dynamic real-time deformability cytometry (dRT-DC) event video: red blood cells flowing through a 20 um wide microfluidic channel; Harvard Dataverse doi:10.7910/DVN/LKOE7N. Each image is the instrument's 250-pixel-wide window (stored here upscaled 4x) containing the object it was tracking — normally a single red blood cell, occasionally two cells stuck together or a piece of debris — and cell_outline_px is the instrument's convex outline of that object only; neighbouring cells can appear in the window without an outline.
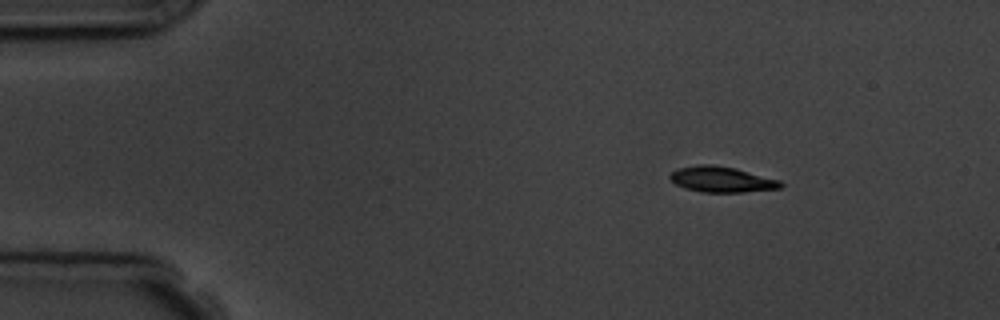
{"species": "common noctule bat (a hibernating species)", "species_latin": "Nyctalus noctula", "temperature_condition": "room temperature", "stored_images_in_passage": 4, "camera_frame_rate_fps": 3000, "um_per_image_px": 0.085, "animal": {"sex": "male", "body_mass_g": 19.5, "forearm_length_mm": 54.6}, "frame": {"image": 1, "passage_image": 2, "time_ms": 1.333, "image_size_px": [1000, 320], "cell_outline_px": [[784, 184], [780, 188], [744, 192], [704, 192], [688, 188], [676, 184], [668, 176], [672, 172], [680, 168], [700, 164], [712, 164], [736, 168], [780, 180]], "centroid_in_image_um": [61.38, 15.24], "position_along_channel_um": 23.6, "area_um2": 16.36}}